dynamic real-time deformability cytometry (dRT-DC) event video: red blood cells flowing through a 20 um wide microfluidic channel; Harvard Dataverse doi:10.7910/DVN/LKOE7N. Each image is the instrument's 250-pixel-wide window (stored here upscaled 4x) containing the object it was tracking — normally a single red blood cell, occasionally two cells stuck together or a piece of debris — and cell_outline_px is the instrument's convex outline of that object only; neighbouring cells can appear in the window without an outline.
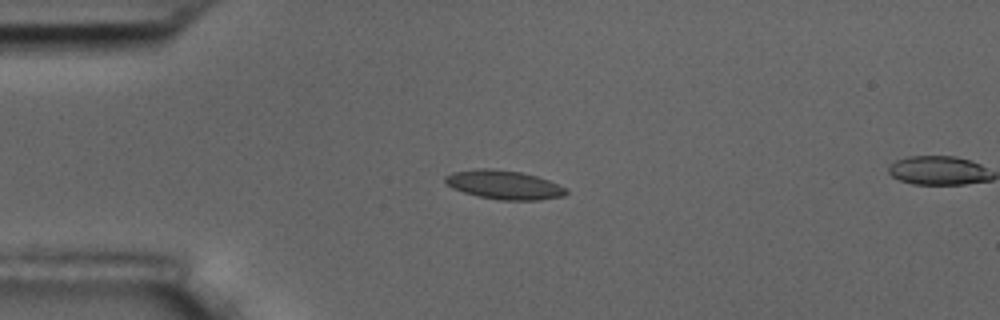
{"species": "common noctule bat (a hibernating species)", "species_latin": "Nyctalus noctula", "temperature_condition": "room temperature", "stored_images_in_passage": 16, "camera_frame_rate_fps": 3000, "um_per_image_px": 0.085, "animal": {"sex": "male", "body_mass_g": 17.5, "forearm_length_mm": 52.3}, "frame": {"image": 1, "passage_image": 12, "time_ms": 3.667, "image_size_px": [1000, 320], "cell_outline_px": [[568, 192], [564, 196], [540, 200], [500, 200], [476, 196], [452, 188], [444, 180], [444, 176], [452, 172], [480, 168], [488, 168], [520, 172], [536, 176], [548, 180], [568, 188]], "centroid_in_image_um": [42.85, 15.71], "position_along_channel_um": 42.1, "area_um2": 20.4}}